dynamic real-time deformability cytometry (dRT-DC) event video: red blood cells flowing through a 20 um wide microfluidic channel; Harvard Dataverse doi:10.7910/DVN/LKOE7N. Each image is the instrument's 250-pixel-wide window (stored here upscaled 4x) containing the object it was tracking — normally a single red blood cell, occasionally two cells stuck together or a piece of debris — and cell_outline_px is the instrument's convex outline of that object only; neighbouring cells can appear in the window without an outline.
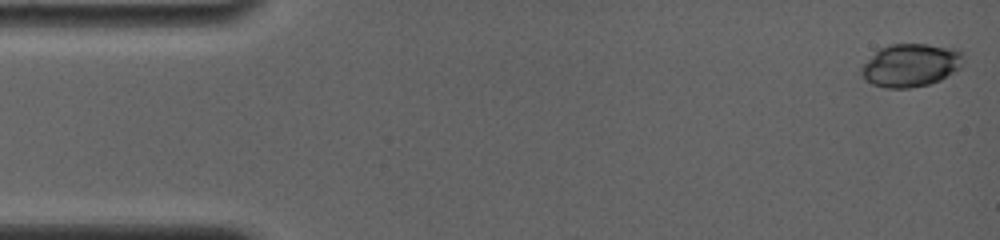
{"species": "common noctule bat (a hibernating species)", "species_latin": "Nyctalus noctula", "temperature_condition": "room temperature", "stored_images_in_passage": 32, "camera_frame_rate_fps": 4000, "um_per_image_px": 0.085, "animal": {"sex": "female", "body_mass_g": 19.0, "forearm_length_mm": 56.7}, "frame": {"image": 1, "passage_image": 1, "time_ms": 0.0, "image_size_px": [1000, 240], "cell_outline_px": [[964, 60], [960, 68], [940, 80], [928, 84], [908, 88], [888, 88], [872, 84], [864, 80], [860, 72], [860, 68], [880, 48], [888, 44], [928, 44], [960, 48], [964, 52]], "centroid_in_image_um": [77.45, 5.53], "position_along_channel_um": 7.5, "area_um2": 25.84}}
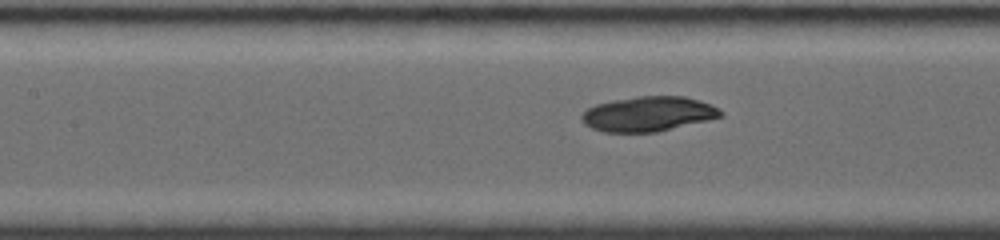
{"frame": {"image": 2, "passage_image": 18, "time_ms": 7.0, "image_size_px": [1000, 240], "cell_outline_px": [[724, 116], [708, 120], [656, 132], [604, 132], [592, 128], [584, 124], [580, 120], [580, 116], [588, 108], [596, 104], [612, 100], [636, 96], [684, 96], [700, 100], [712, 104], [720, 108], [724, 112]], "centroid_in_image_um": [55.12, 9.68], "position_along_channel_um": 152.3, "area_um2": 28.5}}
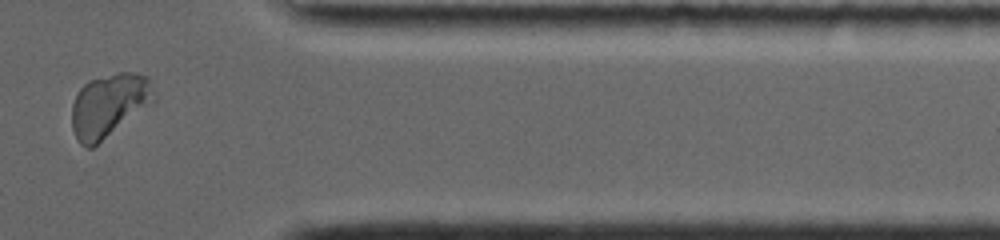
{"frame": {"image": 3, "passage_image": 31, "time_ms": 13.75, "image_size_px": [1000, 240], "cell_outline_px": [[156, 100], [152, 104], [92, 148], [88, 148], [80, 144], [76, 140], [72, 128], [72, 104], [80, 88], [88, 80], [120, 72], [132, 72], [148, 76]], "centroid_in_image_um": [9.26, 8.96], "position_along_channel_um": 402.1, "area_um2": 30.4}}